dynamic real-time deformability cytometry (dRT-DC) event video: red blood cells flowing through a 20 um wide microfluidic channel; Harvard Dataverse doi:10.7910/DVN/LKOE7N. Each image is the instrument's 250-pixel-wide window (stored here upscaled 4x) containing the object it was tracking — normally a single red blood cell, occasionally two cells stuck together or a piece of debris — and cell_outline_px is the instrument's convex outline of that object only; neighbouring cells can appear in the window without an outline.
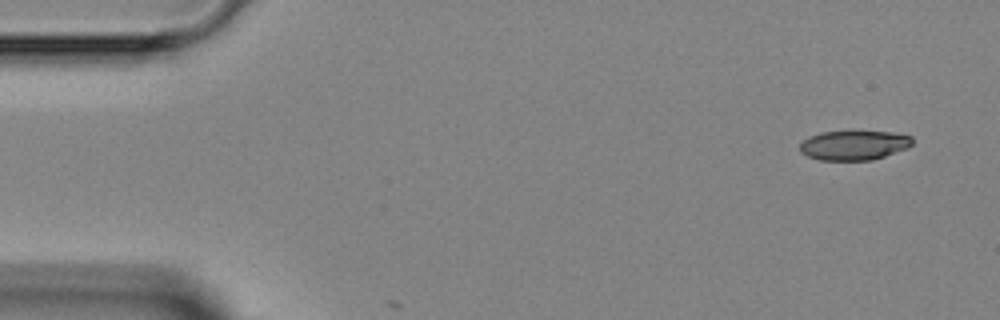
{"species": "Egyptian fruit bat (a non-hibernating species)", "species_latin": "Rousettus aegyptiacus", "temperature_condition": "room temperature", "stored_images_in_passage": 2, "camera_frame_rate_fps": 3000, "um_per_image_px": 0.085, "animal": {"sex": "female"}, "frame": {"image": 1, "passage_image": 1, "time_ms": 0.0, "image_size_px": [1000, 320], "cell_outline_px": [[912, 144], [908, 148], [872, 160], [820, 160], [808, 156], [800, 152], [800, 144], [808, 136], [820, 132], [848, 128], [852, 128], [892, 132], [912, 136]], "centroid_in_image_um": [72.58, 12.28], "position_along_channel_um": 12.4, "area_um2": 20.35}}